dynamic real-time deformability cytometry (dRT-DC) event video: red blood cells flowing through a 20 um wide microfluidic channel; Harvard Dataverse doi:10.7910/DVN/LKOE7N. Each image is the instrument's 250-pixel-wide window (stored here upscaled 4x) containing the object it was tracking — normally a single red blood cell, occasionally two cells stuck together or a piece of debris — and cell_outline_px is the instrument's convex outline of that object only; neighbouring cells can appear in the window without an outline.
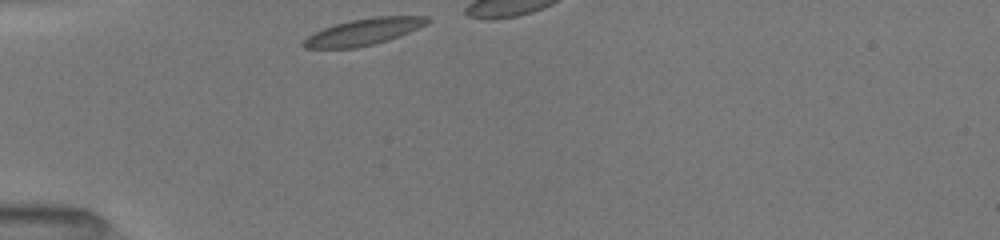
{"species": "common noctule bat (a hibernating species)", "species_latin": "Nyctalus noctula", "temperature_condition": "room temperature", "stored_images_in_passage": 25, "camera_frame_rate_fps": 3000, "um_per_image_px": 0.085, "animal": {"sex": "female", "body_mass_g": 19.5, "forearm_length_mm": 54.1}, "frame": {"image": 1, "passage_image": 1, "time_ms": 0.0, "image_size_px": [1000, 240], "cell_outline_px": [[432, 20], [408, 32], [388, 40], [356, 48], [304, 48], [300, 44], [308, 36], [324, 28], [336, 24], [352, 20], [376, 16], [428, 16]], "centroid_in_image_um": [30.89, 2.7], "position_along_channel_um": 54.1, "area_um2": 18.79}}
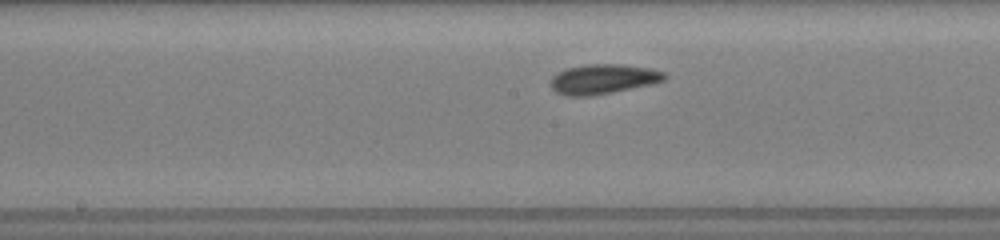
{"frame": {"image": 2, "passage_image": 12, "time_ms": 4.0, "image_size_px": [1000, 240], "cell_outline_px": [[668, 76], [664, 80], [652, 84], [592, 96], [564, 96], [556, 92], [548, 84], [548, 80], [556, 72], [568, 68], [588, 64], [620, 64], [648, 68], [664, 72]], "centroid_in_image_um": [51.2, 6.73], "position_along_channel_um": 197.0, "area_um2": 19.94}}
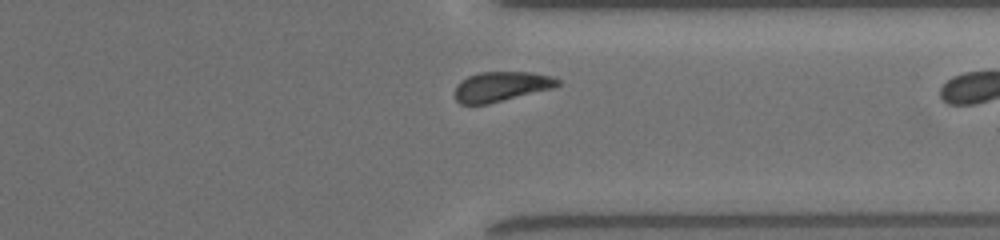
{"frame": {"image": 3, "passage_image": 24, "time_ms": 8.333, "image_size_px": [1000, 240], "cell_outline_px": [[560, 84], [552, 88], [488, 104], [460, 104], [456, 100], [456, 84], [460, 80], [468, 76], [480, 72], [532, 72], [552, 76], [560, 80]], "centroid_in_image_um": [42.6, 7.34], "position_along_channel_um": 368.8, "area_um2": 17.8}}